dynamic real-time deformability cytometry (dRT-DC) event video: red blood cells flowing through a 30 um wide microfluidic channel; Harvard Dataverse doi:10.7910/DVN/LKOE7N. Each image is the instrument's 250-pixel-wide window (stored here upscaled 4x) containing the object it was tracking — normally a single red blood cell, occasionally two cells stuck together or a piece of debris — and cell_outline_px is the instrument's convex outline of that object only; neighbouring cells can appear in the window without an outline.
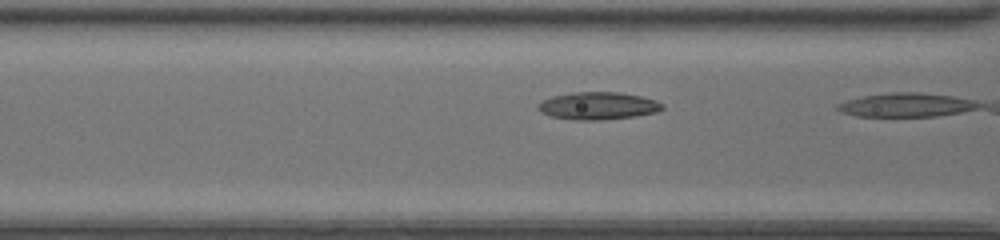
{"species": "common noctule bat (a hibernating species)", "species_latin": "Nyctalus noctula", "temperature_condition": "room temperature", "stored_images_in_passage": 11, "camera_frame_rate_fps": 3000, "um_per_image_px": 0.085, "animal": {"sex": "female", "body_mass_g": 20.0, "forearm_length_mm": 54.0}, "frame": {"image": 1, "passage_image": 10, "time_ms": 3.0, "image_size_px": [1000, 240], "cell_outline_px": [[664, 108], [656, 112], [636, 116], [600, 120], [572, 120], [552, 116], [540, 112], [536, 108], [536, 104], [552, 96], [572, 92], [620, 92], [640, 96], [656, 100], [664, 104]], "centroid_in_image_um": [50.82, 8.99], "position_along_channel_um": 115.8, "area_um2": 20.06}}